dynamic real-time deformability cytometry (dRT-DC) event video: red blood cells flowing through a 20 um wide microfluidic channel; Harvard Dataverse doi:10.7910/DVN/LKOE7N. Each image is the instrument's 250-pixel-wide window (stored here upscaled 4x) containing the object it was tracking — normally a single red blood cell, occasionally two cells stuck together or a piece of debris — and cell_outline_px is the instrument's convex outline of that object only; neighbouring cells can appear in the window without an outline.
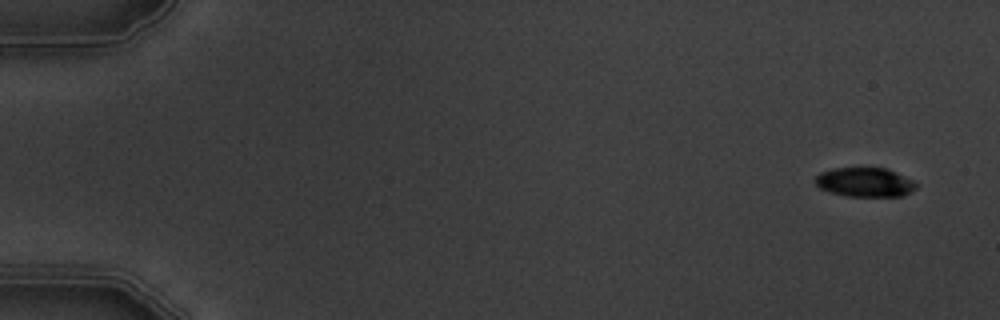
{"species": "common noctule bat (a hibernating species)", "species_latin": "Nyctalus noctula", "temperature_condition": "warm", "stored_images_in_passage": 6, "camera_frame_rate_fps": 3000, "um_per_image_px": 0.085, "animal": {"sex": "male", "body_mass_g": 19.5, "forearm_length_mm": 54.6}, "frame": {"image": 1, "passage_image": 1, "time_ms": 0.0, "image_size_px": [1000, 320], "cell_outline_px": [[916, 188], [904, 196], [848, 196], [828, 192], [820, 188], [816, 184], [816, 176], [820, 172], [832, 168], [884, 168], [912, 180], [916, 184]], "centroid_in_image_um": [73.48, 15.5], "position_along_channel_um": 11.5, "area_um2": 16.99}}
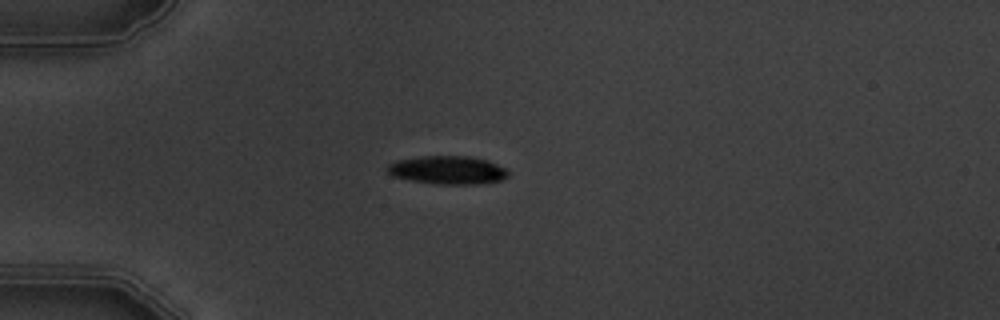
{"frame": {"image": 2, "passage_image": 4, "time_ms": 4.333, "image_size_px": [1000, 320], "cell_outline_px": [[508, 176], [500, 180], [476, 184], [436, 184], [412, 180], [392, 176], [384, 168], [388, 164], [396, 160], [424, 156], [468, 156], [488, 160], [504, 168], [508, 172]], "centroid_in_image_um": [38.01, 14.45], "position_along_channel_um": 47.0, "area_um2": 19.83}}